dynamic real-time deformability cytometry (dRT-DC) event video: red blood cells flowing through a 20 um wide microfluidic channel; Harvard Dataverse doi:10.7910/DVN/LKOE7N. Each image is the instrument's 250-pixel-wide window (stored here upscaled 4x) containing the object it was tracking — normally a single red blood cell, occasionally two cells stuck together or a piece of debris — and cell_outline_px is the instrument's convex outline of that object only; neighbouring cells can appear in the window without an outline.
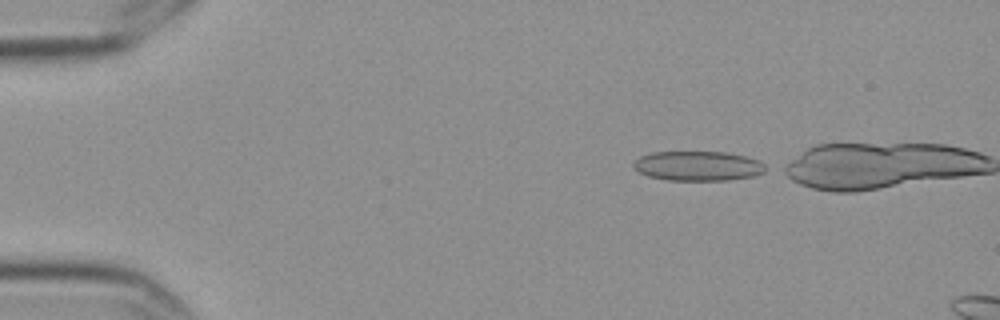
{"species": "Egyptian fruit bat (a non-hibernating species)", "species_latin": "Rousettus aegyptiacus", "temperature_condition": "cold", "stored_images_in_passage": 7, "camera_frame_rate_fps": 3000, "um_per_image_px": 0.085, "frame": {"image": 1, "passage_image": 1, "time_ms": 0.0, "image_size_px": [1000, 320], "cell_outline_px": [[772, 168], [756, 176], [728, 180], [664, 180], [648, 176], [632, 168], [632, 164], [640, 156], [652, 152], [728, 152], [760, 160]], "centroid_in_image_um": [59.39, 14.11], "position_along_channel_um": 25.6, "area_um2": 23.24}}